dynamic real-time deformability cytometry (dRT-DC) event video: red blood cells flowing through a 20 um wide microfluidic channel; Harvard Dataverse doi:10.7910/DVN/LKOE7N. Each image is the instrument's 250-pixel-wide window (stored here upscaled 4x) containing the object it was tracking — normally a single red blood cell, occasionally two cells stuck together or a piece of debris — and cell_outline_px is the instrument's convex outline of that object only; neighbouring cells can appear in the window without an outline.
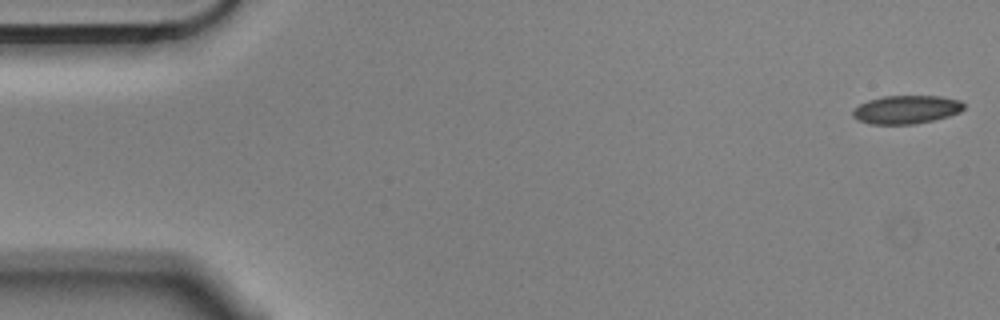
{"species": "Egyptian fruit bat (a non-hibernating species)", "species_latin": "Rousettus aegyptiacus", "temperature_condition": "cold", "stored_images_in_passage": 55, "camera_frame_rate_fps": 3000, "um_per_image_px": 0.085, "animal": {"sex": "male"}, "frame": {"image": 1, "passage_image": 1, "time_ms": 0.0, "image_size_px": [1000, 320], "cell_outline_px": [[964, 108], [960, 112], [948, 116], [932, 120], [912, 124], [868, 124], [856, 120], [852, 116], [852, 112], [860, 104], [868, 100], [884, 96], [940, 96], [960, 100], [964, 104]], "centroid_in_image_um": [77.02, 9.31], "position_along_channel_um": 8.0, "area_um2": 18.32}}
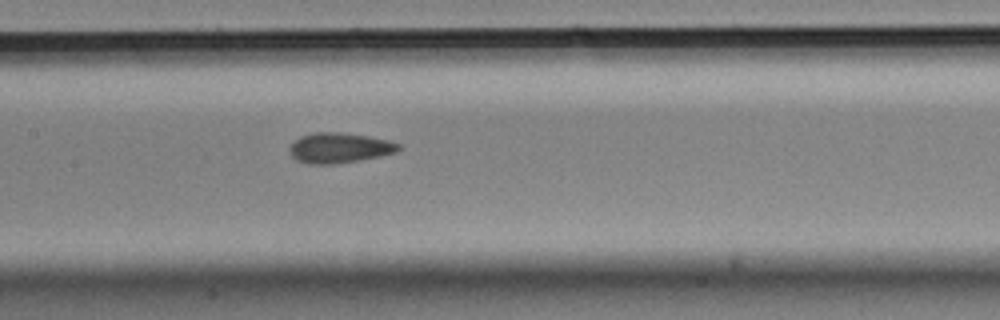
{"frame": {"image": 2, "passage_image": 26, "time_ms": 8.333, "image_size_px": [1000, 320], "cell_outline_px": [[400, 148], [396, 152], [380, 156], [336, 164], [308, 164], [296, 160], [292, 156], [288, 148], [300, 136], [316, 132], [340, 132], [368, 136], [388, 140], [400, 144]], "centroid_in_image_um": [28.83, 12.57], "position_along_channel_um": 178.6, "area_um2": 19.13}}
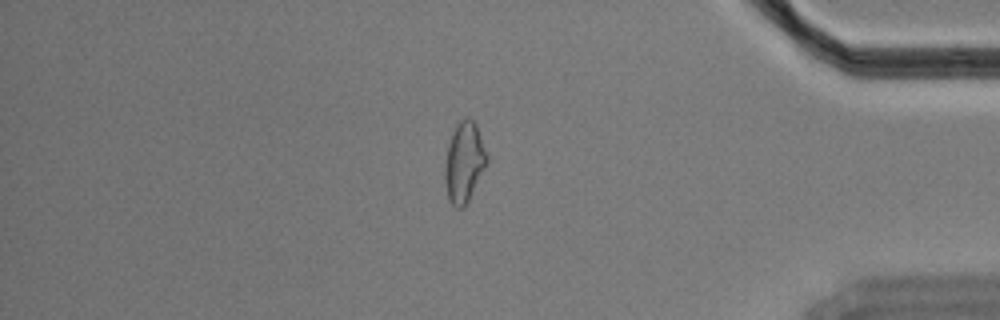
{"frame": {"image": 3, "passage_image": 47, "time_ms": 15.333, "image_size_px": [1000, 320], "cell_outline_px": [[488, 160], [464, 208], [456, 208], [448, 200], [444, 180], [444, 168], [448, 144], [456, 124], [464, 116], [468, 116], [476, 124], [488, 156]], "centroid_in_image_um": [39.43, 13.77], "position_along_channel_um": 395.8, "area_um2": 19.59}, "authors_computed_cell_mechanics": {"area_um2": 18.9584, "velocity_mm_per_s": 3.5664, "shape_relaxation_time_tau1_ms": null, "shape_relaxation_time_tau2_ms": 3.0055, "deformation_change_tau1": null, "deformation_change_tau2": 0.0973}}